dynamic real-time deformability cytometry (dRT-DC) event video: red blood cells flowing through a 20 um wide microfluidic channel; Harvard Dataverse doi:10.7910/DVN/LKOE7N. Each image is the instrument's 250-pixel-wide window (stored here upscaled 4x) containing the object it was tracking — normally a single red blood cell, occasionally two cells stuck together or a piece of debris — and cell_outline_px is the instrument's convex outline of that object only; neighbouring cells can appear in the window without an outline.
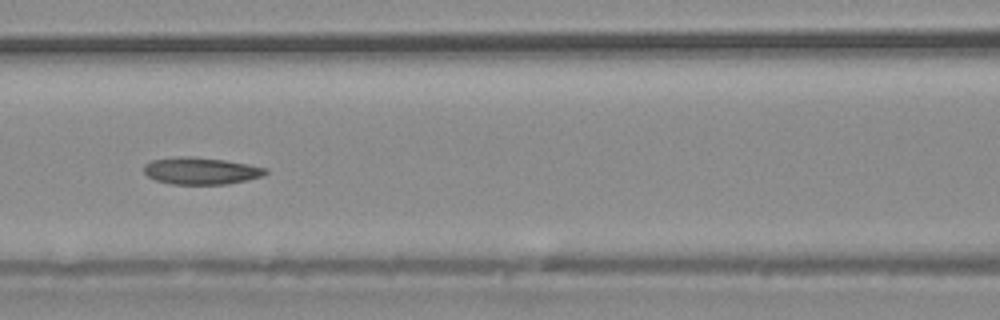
{"species": "common noctule bat (a hibernating species)", "species_latin": "Nyctalus noctula", "temperature_condition": "warm", "stored_images_in_passage": 39, "camera_frame_rate_fps": 3000, "um_per_image_px": 0.085, "animal": {"sex": "male", "body_mass_g": 20.4}, "frame": {"image": 1, "passage_image": 17, "time_ms": 5.333, "image_size_px": [1000, 320], "cell_outline_px": [[268, 172], [260, 176], [228, 184], [172, 184], [156, 180], [148, 176], [144, 172], [144, 164], [152, 160], [180, 156], [188, 156], [224, 160], [248, 164], [268, 168]], "centroid_in_image_um": [17.06, 14.52], "position_along_channel_um": 149.5, "area_um2": 18.96}}